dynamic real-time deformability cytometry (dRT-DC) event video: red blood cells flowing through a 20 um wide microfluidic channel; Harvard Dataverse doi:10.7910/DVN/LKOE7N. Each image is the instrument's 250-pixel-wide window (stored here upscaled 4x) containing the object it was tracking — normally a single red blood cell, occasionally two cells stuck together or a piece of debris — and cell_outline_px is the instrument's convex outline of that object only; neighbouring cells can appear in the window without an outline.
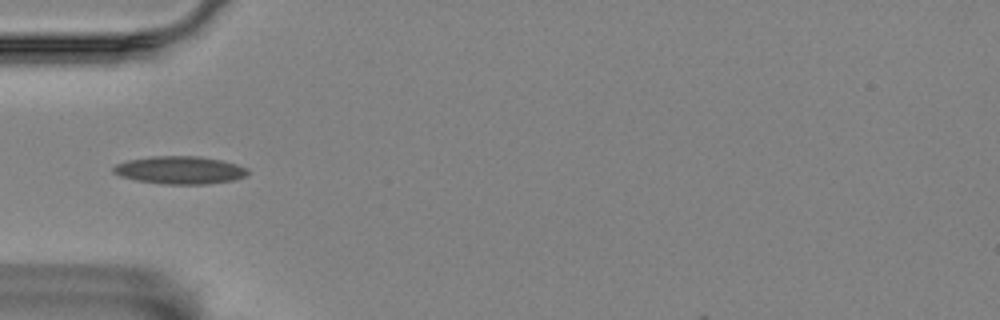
{"species": "Egyptian fruit bat (a non-hibernating species)", "species_latin": "Rousettus aegyptiacus", "temperature_condition": "room temperature", "stored_images_in_passage": 14, "camera_frame_rate_fps": 3000, "um_per_image_px": 0.085, "animal": {"sex": "female"}, "frame": {"image": 1, "passage_image": 4, "time_ms": 1.0, "image_size_px": [1000, 320], "cell_outline_px": [[248, 172], [244, 176], [232, 180], [208, 184], [164, 184], [136, 180], [120, 176], [112, 172], [112, 168], [116, 164], [128, 160], [152, 156], [200, 156], [220, 160], [236, 164], [248, 168]], "centroid_in_image_um": [15.26, 14.45], "position_along_channel_um": 69.7, "area_um2": 21.68}}
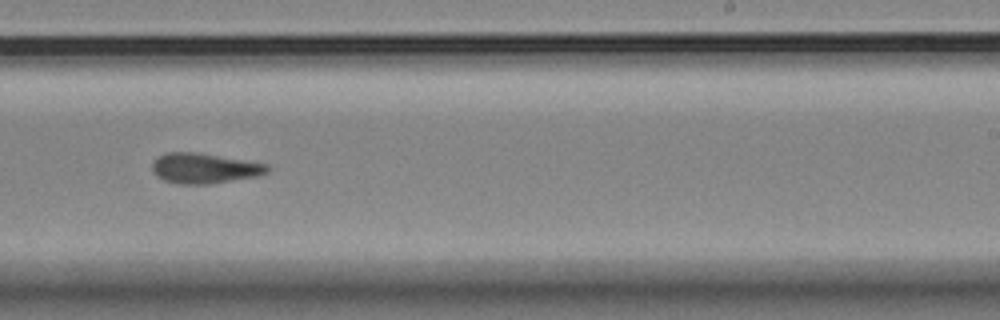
{"frame": {"image": 2, "passage_image": 9, "time_ms": 2.667, "image_size_px": [1000, 320], "cell_outline_px": [[272, 168], [268, 172], [260, 176], [212, 184], [176, 184], [164, 180], [156, 176], [152, 172], [152, 160], [164, 152], [196, 152], [268, 164]], "centroid_in_image_um": [17.37, 14.31], "position_along_channel_um": 271.6, "area_um2": 20.69}}
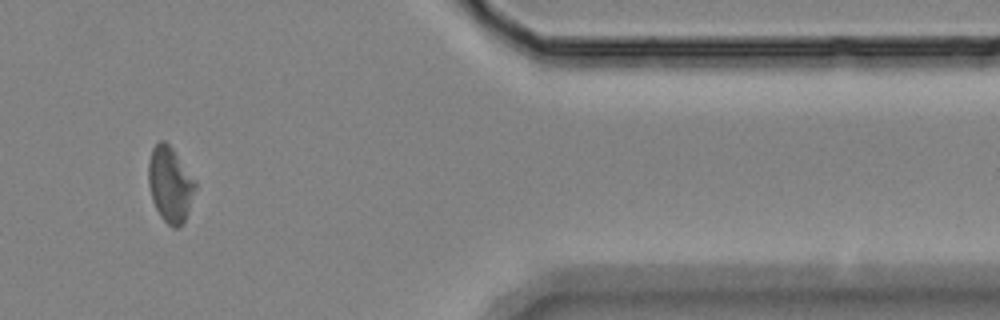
{"frame": {"image": 3, "passage_image": 12, "time_ms": 3.667, "image_size_px": [1000, 320], "cell_outline_px": [[196, 188], [184, 224], [176, 228], [172, 228], [160, 216], [152, 200], [148, 184], [148, 164], [152, 148], [160, 140], [164, 140], [172, 148], [196, 184]], "centroid_in_image_um": [14.44, 15.71], "position_along_channel_um": 397.0, "area_um2": 20.35}}